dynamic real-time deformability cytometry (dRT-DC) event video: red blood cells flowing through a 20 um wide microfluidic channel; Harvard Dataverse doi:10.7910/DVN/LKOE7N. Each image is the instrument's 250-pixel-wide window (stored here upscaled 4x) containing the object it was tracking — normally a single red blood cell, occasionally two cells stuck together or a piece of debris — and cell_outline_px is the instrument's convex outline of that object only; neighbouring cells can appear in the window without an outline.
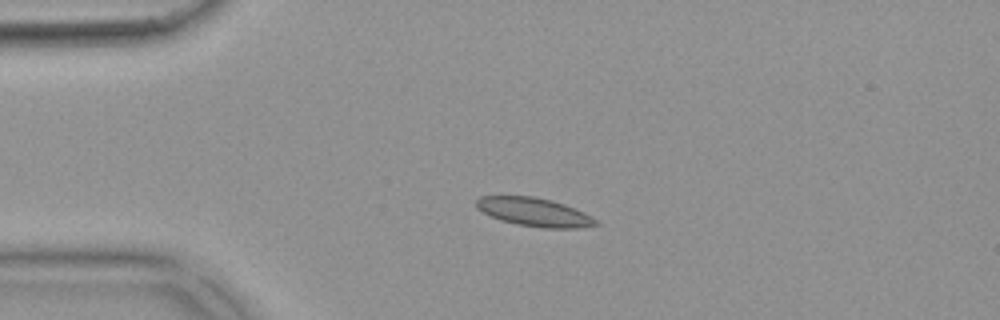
{"species": "common noctule bat (a hibernating species)", "species_latin": "Nyctalus noctula", "temperature_condition": "warm", "stored_images_in_passage": 42, "camera_frame_rate_fps": 3000, "um_per_image_px": 0.085, "animal": {"sex": "female", "body_mass_g": 18.4}, "frame": {"image": 1, "passage_image": 1, "time_ms": 0.0, "image_size_px": [1000, 320], "cell_outline_px": [[600, 224], [580, 228], [544, 228], [516, 224], [500, 220], [476, 208], [476, 200], [480, 196], [532, 196], [552, 200], [564, 204], [584, 212], [592, 216]], "centroid_in_image_um": [45.43, 18.03], "position_along_channel_um": 39.6, "area_um2": 19.83}}
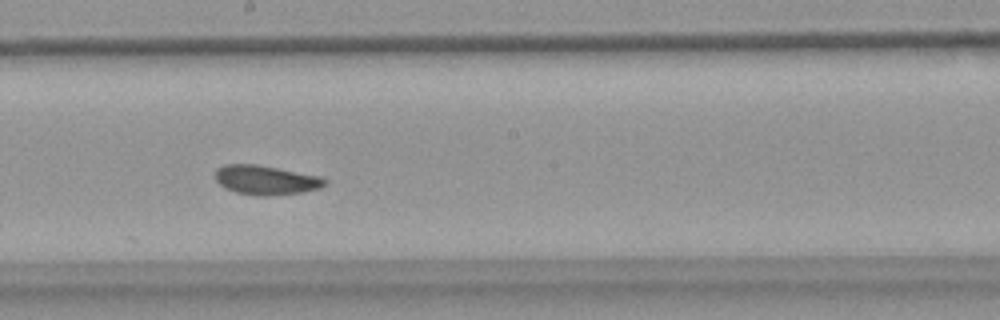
{"frame": {"image": 2, "passage_image": 18, "time_ms": 5.667, "image_size_px": [1000, 320], "cell_outline_px": [[328, 184], [320, 188], [300, 192], [264, 196], [256, 196], [236, 192], [224, 188], [216, 180], [216, 168], [224, 164], [256, 164], [320, 176], [328, 180]], "centroid_in_image_um": [22.6, 15.3], "position_along_channel_um": 225.6, "area_um2": 18.73}}
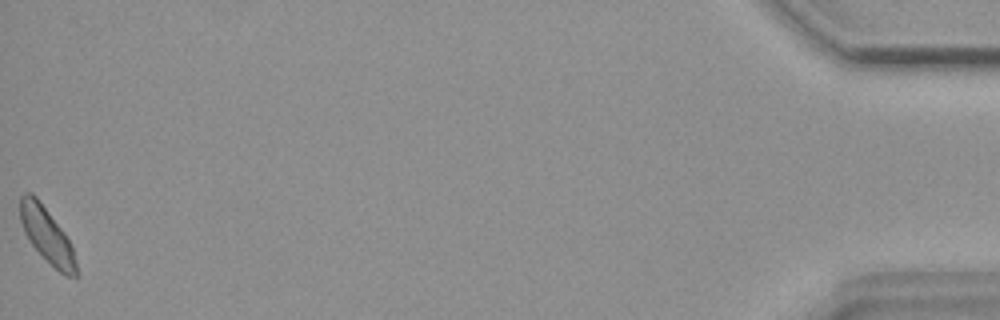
{"frame": {"image": 3, "passage_image": 42, "time_ms": 13.667, "image_size_px": [1000, 320], "cell_outline_px": [[80, 276], [68, 276], [60, 272], [32, 244], [24, 232], [20, 220], [20, 196], [24, 192], [32, 192], [40, 200], [64, 232], [72, 244]], "centroid_in_image_um": [4.01, 19.96], "position_along_channel_um": 431.2, "area_um2": 17.98}, "authors_computed_cell_mechanics": {"area_um2": 18.4093, "velocity_mm_per_s": 3.7927, "shape_relaxation_time_tau1_ms": null, "shape_relaxation_time_tau2_ms": 2.51, "deformation_change_tau1": null, "deformation_change_tau2": 0.0658}}